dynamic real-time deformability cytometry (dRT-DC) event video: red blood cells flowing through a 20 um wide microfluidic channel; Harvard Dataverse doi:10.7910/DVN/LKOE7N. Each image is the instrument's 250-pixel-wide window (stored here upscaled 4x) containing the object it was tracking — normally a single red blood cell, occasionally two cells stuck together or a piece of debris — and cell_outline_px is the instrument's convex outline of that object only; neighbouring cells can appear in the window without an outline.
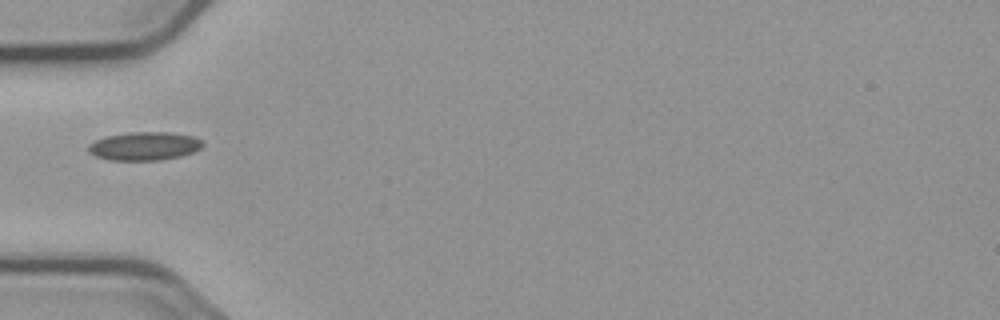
{"species": "common noctule bat (a hibernating species)", "species_latin": "Nyctalus noctula", "temperature_condition": "cold", "stored_images_in_passage": 4, "camera_frame_rate_fps": 3000, "um_per_image_px": 0.085, "animal": {"sex": "male", "body_mass_g": 23.1, "forearm_length_mm": 52.7}, "frame": {"image": 1, "passage_image": 1, "time_ms": 0.0, "image_size_px": [1000, 320], "cell_outline_px": [[204, 144], [200, 148], [192, 152], [180, 156], [160, 160], [108, 160], [96, 156], [88, 152], [88, 144], [104, 136], [132, 132], [168, 132], [192, 136], [204, 140]], "centroid_in_image_um": [12.26, 12.41], "position_along_channel_um": 72.7, "area_um2": 18.96}}
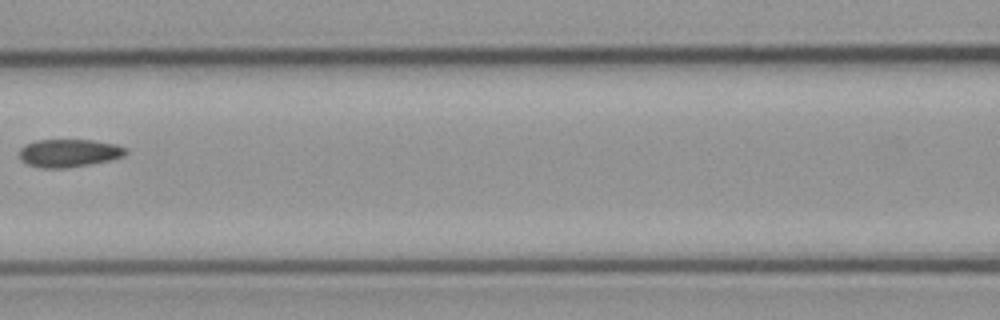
{"frame": {"image": 2, "passage_image": 3, "time_ms": 2.333, "image_size_px": [1000, 320], "cell_outline_px": [[128, 152], [124, 156], [108, 160], [88, 164], [64, 168], [40, 168], [28, 164], [20, 160], [20, 148], [24, 144], [36, 140], [92, 140], [116, 144], [128, 148]], "centroid_in_image_um": [5.85, 13.0], "position_along_channel_um": 160.7, "area_um2": 17.34}}
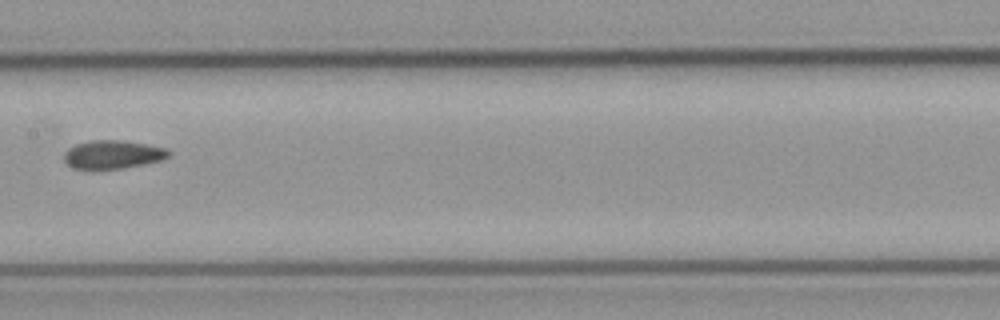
{"frame": {"image": 3, "passage_image": 4, "time_ms": 3.333, "image_size_px": [1000, 320], "cell_outline_px": [[172, 152], [168, 156], [160, 160], [120, 168], [76, 168], [68, 164], [64, 160], [64, 152], [68, 148], [76, 144], [88, 140], [120, 140], [168, 148]], "centroid_in_image_um": [9.57, 13.1], "position_along_channel_um": 197.8, "area_um2": 16.94}}